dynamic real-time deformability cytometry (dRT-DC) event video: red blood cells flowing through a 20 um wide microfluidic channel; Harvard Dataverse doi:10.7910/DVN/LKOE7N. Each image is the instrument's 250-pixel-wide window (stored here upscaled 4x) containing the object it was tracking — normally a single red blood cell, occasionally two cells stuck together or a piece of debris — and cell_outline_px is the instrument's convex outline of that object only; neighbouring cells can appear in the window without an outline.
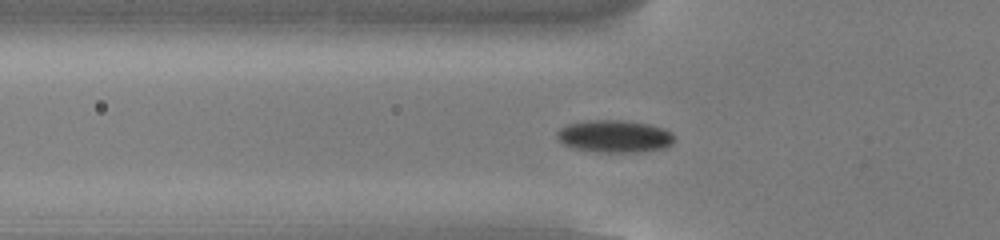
{"species": "common noctule bat (a hibernating species)", "species_latin": "Nyctalus noctula", "temperature_condition": "cold", "stored_images_in_passage": 55, "camera_frame_rate_fps": 3000, "um_per_image_px": 0.085, "animal": {"sex": "male", "body_mass_g": 13.0, "forearm_length_mm": 53.1}, "frame": {"image": 1, "passage_image": 19, "time_ms": 6.0, "image_size_px": [1000, 240], "cell_outline_px": [[676, 140], [672, 144], [664, 148], [644, 152], [600, 152], [572, 148], [564, 144], [556, 136], [556, 132], [560, 128], [568, 124], [588, 120], [628, 120], [648, 124], [664, 128], [672, 132], [676, 136]], "centroid_in_image_um": [52.29, 11.58], "position_along_channel_um": 73.5, "area_um2": 22.48}}
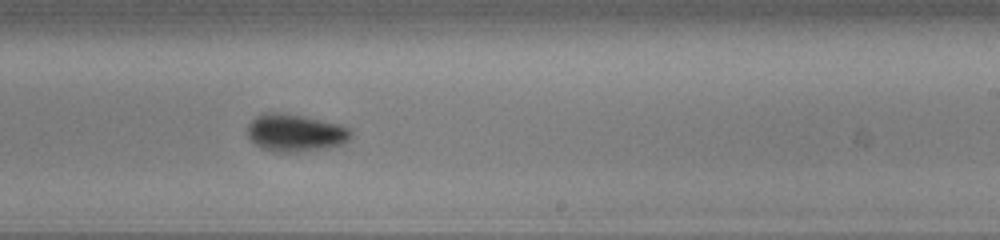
{"frame": {"image": 2, "passage_image": 34, "time_ms": 11.0, "image_size_px": [1000, 240], "cell_outline_px": [[352, 136], [344, 144], [328, 148], [296, 152], [272, 152], [260, 148], [248, 136], [248, 124], [256, 116], [264, 112], [280, 112], [340, 124], [352, 128]], "centroid_in_image_um": [25.12, 11.3], "position_along_channel_um": 263.9, "area_um2": 22.77}}
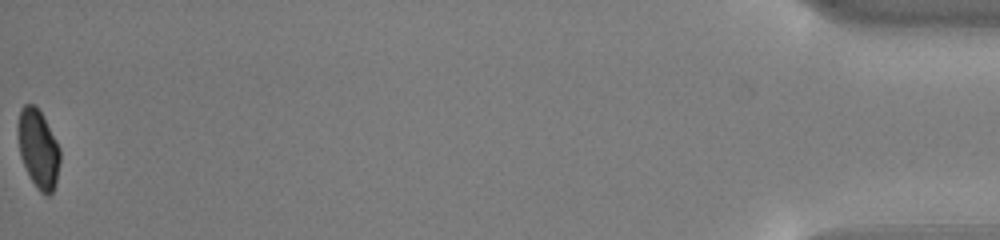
{"frame": {"image": 3, "passage_image": 55, "time_ms": 18.0, "image_size_px": [1000, 240], "cell_outline_px": [[60, 160], [56, 184], [52, 192], [48, 196], [44, 196], [36, 188], [20, 156], [16, 128], [20, 108], [24, 104], [32, 104], [40, 112], [56, 140], [60, 148]], "centroid_in_image_um": [3.24, 12.66], "position_along_channel_um": 432.0, "area_um2": 19.31}, "authors_computed_cell_mechanics": {"area_um2": 20.6924, "velocity_mm_per_s": 3.8162, "shape_relaxation_time_tau1_ms": 1.7991, "shape_relaxation_time_tau2_ms": 9.4898, "deformation_change_tau1": 0.1018, "deformation_change_tau2": 0.0804}}